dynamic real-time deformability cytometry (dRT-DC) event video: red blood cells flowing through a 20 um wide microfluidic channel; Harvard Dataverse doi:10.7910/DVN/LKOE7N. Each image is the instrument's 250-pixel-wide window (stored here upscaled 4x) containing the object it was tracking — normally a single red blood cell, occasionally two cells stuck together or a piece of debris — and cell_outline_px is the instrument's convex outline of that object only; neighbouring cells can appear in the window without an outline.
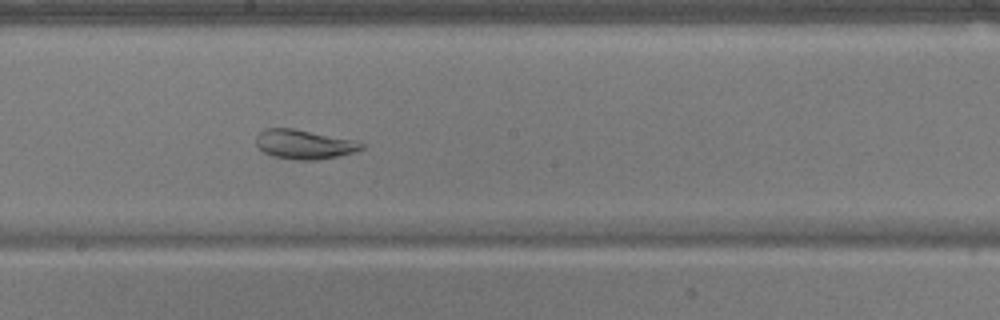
{"species": "common noctule bat (a hibernating species)", "species_latin": "Nyctalus noctula", "temperature_condition": "warm", "stored_images_in_passage": 52, "camera_frame_rate_fps": 3000, "um_per_image_px": 0.085, "animal": {"sex": "male", "body_mass_g": 17.9}, "frame": {"image": 1, "passage_image": 28, "time_ms": 9.0, "image_size_px": [1000, 320], "cell_outline_px": [[364, 148], [352, 152], [336, 156], [316, 160], [296, 160], [272, 156], [264, 152], [256, 144], [256, 136], [264, 128], [292, 128], [356, 140], [364, 144]], "centroid_in_image_um": [25.83, 12.26], "position_along_channel_um": 222.4, "area_um2": 17.92}}
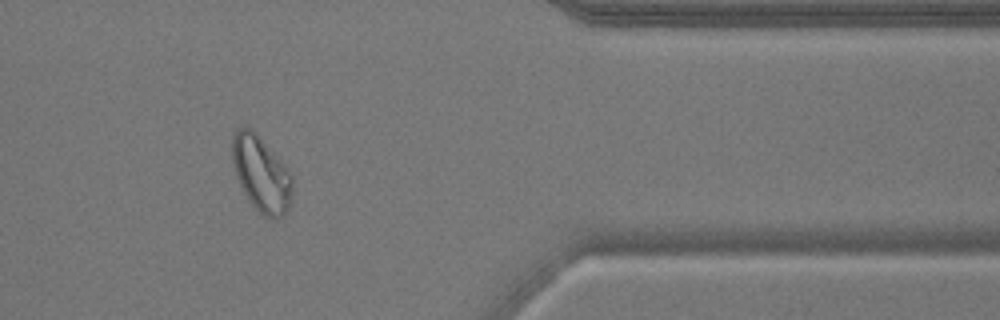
{"frame": {"image": 2, "passage_image": 43, "time_ms": 14.0, "image_size_px": [1000, 320], "cell_outline_px": [[292, 200], [288, 208], [276, 220], [272, 220], [264, 216], [248, 200], [236, 176], [232, 164], [232, 136], [236, 128], [244, 124], [252, 128], [256, 132], [288, 168], [292, 176]], "centroid_in_image_um": [22.19, 14.73], "position_along_channel_um": 389.2, "area_um2": 26.88}}
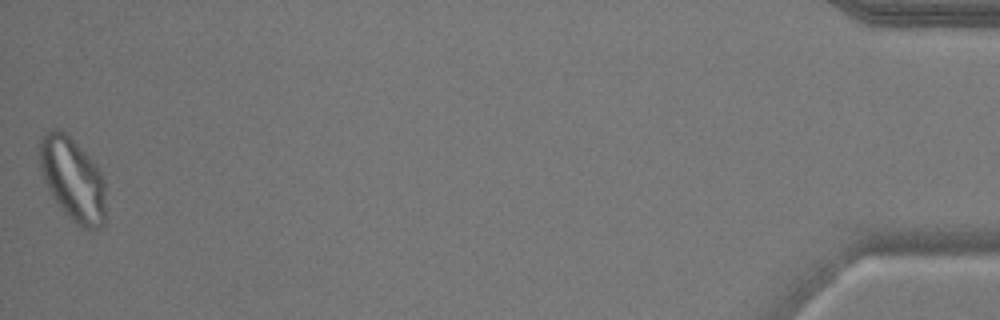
{"frame": {"image": 3, "passage_image": 52, "time_ms": 17.0, "image_size_px": [1000, 320], "cell_outline_px": [[104, 224], [100, 228], [84, 228], [76, 224], [64, 212], [48, 188], [44, 180], [40, 168], [40, 136], [52, 128], [56, 128], [64, 132], [96, 164], [104, 180]], "centroid_in_image_um": [6.17, 15.23], "position_along_channel_um": 429.0, "area_um2": 31.5}, "authors_computed_cell_mechanics": {"area_um2": 26.7036, "velocity_mm_per_s": 3.785, "shape_relaxation_time_tau1_ms": null, "shape_relaxation_time_tau2_ms": 0.9896, "deformation_change_tau1": null, "deformation_change_tau2": 0.0754}}